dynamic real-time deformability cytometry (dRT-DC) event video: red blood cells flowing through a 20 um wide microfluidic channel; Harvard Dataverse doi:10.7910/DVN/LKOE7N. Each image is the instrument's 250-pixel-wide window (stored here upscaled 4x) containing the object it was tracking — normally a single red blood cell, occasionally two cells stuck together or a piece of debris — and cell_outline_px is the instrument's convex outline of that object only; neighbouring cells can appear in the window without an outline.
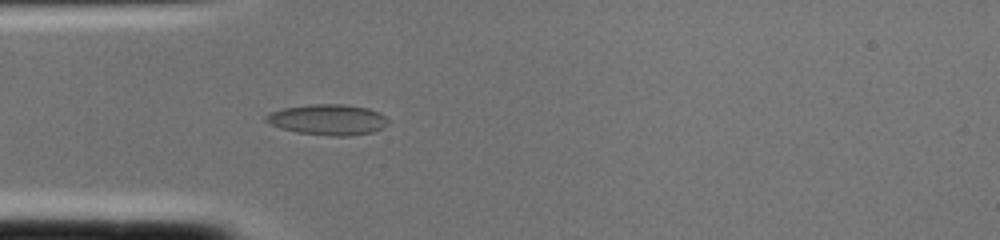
{"species": "common noctule bat (a hibernating species)", "species_latin": "Nyctalus noctula", "temperature_condition": "cold", "stored_images_in_passage": 2, "camera_frame_rate_fps": 3000, "um_per_image_px": 0.085, "animal": {"sex": "female", "body_mass_g": 22.0, "forearm_length_mm": 56.7}, "frame": {"image": 1, "passage_image": 2, "time_ms": 0.333, "image_size_px": [1000, 240], "cell_outline_px": [[388, 120], [380, 128], [372, 132], [344, 136], [332, 136], [296, 132], [280, 128], [268, 124], [264, 120], [264, 116], [268, 112], [284, 108], [312, 104], [344, 104], [368, 108], [380, 112]], "centroid_in_image_um": [27.79, 10.16], "position_along_channel_um": 57.2, "area_um2": 21.79}}